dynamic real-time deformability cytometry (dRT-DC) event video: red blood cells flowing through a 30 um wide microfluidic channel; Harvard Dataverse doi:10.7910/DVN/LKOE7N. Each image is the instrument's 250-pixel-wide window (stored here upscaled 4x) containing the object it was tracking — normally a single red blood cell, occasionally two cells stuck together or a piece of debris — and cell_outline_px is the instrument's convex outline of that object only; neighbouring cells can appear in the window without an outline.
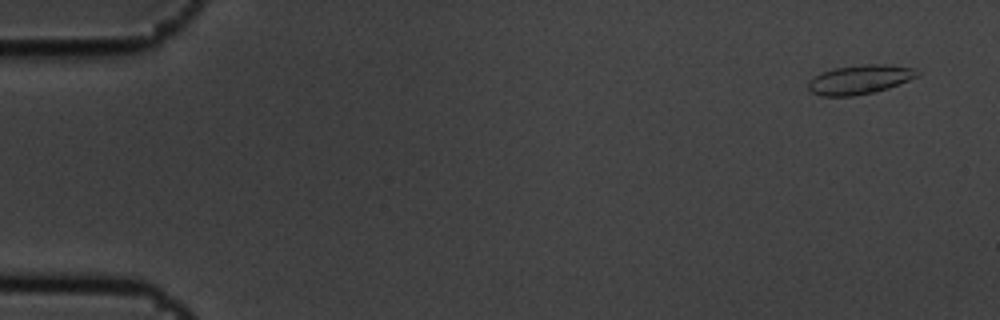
{"species": "common noctule bat (a hibernating species)", "species_latin": "Nyctalus noctula", "temperature_condition": "cold", "stored_images_in_passage": 5, "camera_frame_rate_fps": 3000, "um_per_image_px": 0.085, "animal": {"sex": "male", "body_mass_g": 19.5, "forearm_length_mm": 54.6}, "frame": {"image": 1, "passage_image": 1, "time_ms": 0.0, "image_size_px": [1000, 320], "cell_outline_px": [[920, 76], [888, 88], [876, 92], [852, 96], [820, 96], [812, 92], [808, 88], [808, 80], [820, 72], [836, 68], [864, 64], [892, 64], [912, 68], [920, 72]], "centroid_in_image_um": [73.09, 6.76], "position_along_channel_um": 11.9, "area_um2": 18.73}}
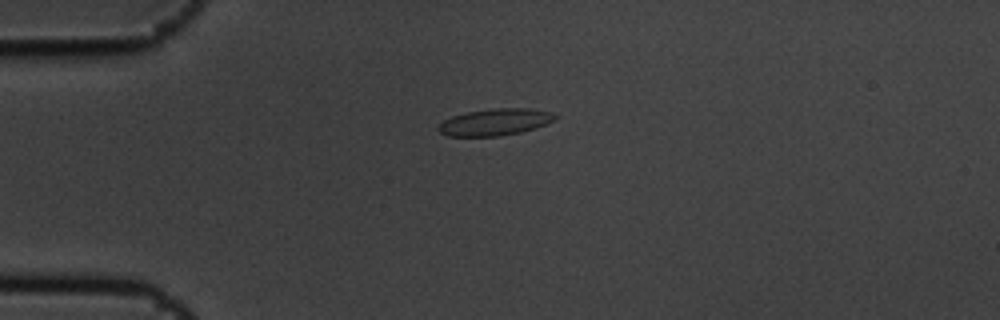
{"frame": {"image": 2, "passage_image": 4, "time_ms": 1.0, "image_size_px": [1000, 320], "cell_outline_px": [[560, 116], [556, 120], [520, 132], [500, 136], [448, 136], [440, 132], [436, 128], [444, 120], [452, 116], [468, 112], [496, 108], [532, 108], [552, 112]], "centroid_in_image_um": [42.11, 10.37], "position_along_channel_um": 42.9, "area_um2": 18.15}}